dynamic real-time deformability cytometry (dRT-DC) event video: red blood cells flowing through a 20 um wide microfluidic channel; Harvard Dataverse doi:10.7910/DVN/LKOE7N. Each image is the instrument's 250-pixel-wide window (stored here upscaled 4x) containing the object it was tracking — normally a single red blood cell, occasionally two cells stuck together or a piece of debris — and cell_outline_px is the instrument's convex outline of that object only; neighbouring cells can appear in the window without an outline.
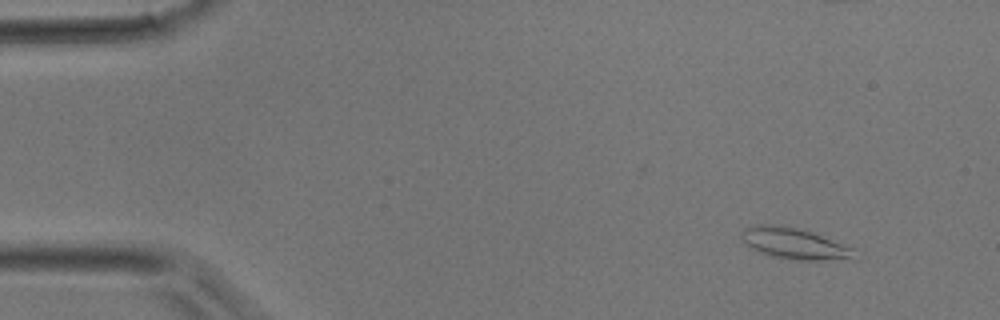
{"species": "common noctule bat (a hibernating species)", "species_latin": "Nyctalus noctula", "temperature_condition": "room temperature", "stored_images_in_passage": 4, "camera_frame_rate_fps": 3000, "um_per_image_px": 0.085, "animal": {"sex": "male", "body_mass_g": 17.9}, "frame": {"image": 1, "passage_image": 4, "time_ms": 4.667, "image_size_px": [1000, 320], "cell_outline_px": [[852, 248], [848, 256], [816, 260], [792, 260], [772, 256], [752, 248], [740, 240], [740, 232], [744, 228], [752, 224], [776, 224], [796, 228], [812, 232]], "centroid_in_image_um": [67.29, 20.65], "position_along_channel_um": 17.7, "area_um2": 19.71}}